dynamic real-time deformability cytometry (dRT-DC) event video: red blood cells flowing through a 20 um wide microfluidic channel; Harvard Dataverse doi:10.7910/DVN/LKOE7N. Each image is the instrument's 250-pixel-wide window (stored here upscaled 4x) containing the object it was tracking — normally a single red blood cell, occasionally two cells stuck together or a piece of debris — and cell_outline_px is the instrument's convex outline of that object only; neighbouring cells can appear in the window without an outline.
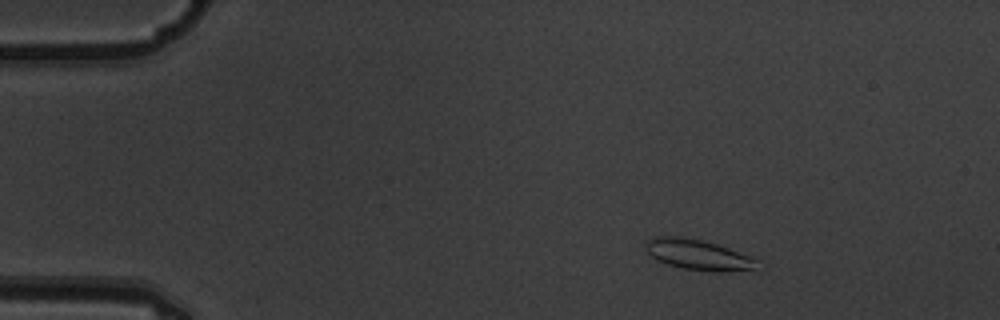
{"species": "common noctule bat (a hibernating species)", "species_latin": "Nyctalus noctula", "temperature_condition": "warm", "stored_images_in_passage": 6, "camera_frame_rate_fps": 3000, "um_per_image_px": 0.085, "animal": {"sex": "male", "body_mass_g": 19.5, "forearm_length_mm": 54.6}, "frame": {"image": 1, "passage_image": 1, "time_ms": 0.0, "image_size_px": [1000, 320], "cell_outline_px": [[756, 272], [712, 272], [680, 268], [656, 260], [648, 252], [648, 240], [652, 236], [680, 236], [700, 240], [716, 244], [752, 256], [756, 260]], "centroid_in_image_um": [59.43, 21.69], "position_along_channel_um": 25.6, "area_um2": 20.0}}
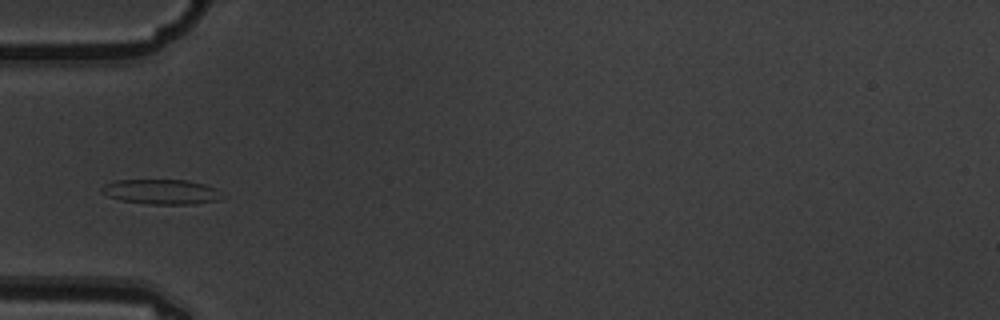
{"frame": {"image": 2, "passage_image": 4, "time_ms": 1.0, "image_size_px": [1000, 320], "cell_outline_px": [[228, 196], [220, 200], [192, 204], [148, 204], [120, 200], [108, 196], [100, 192], [100, 188], [104, 184], [116, 180], [188, 180], [204, 184], [216, 188]], "centroid_in_image_um": [13.76, 16.3], "position_along_channel_um": 71.2, "area_um2": 17.8}}
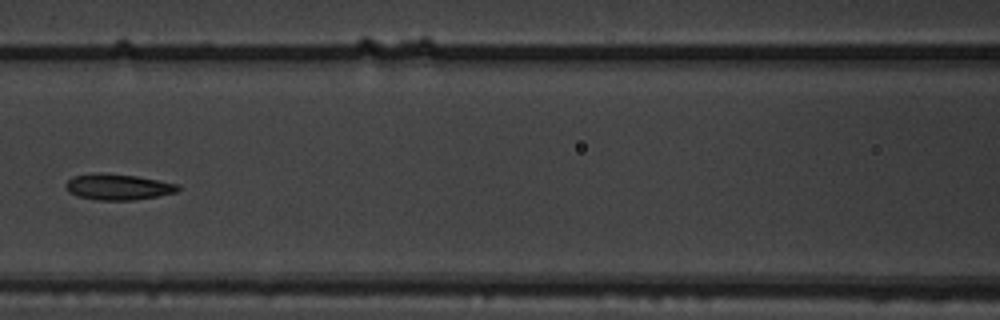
{"frame": {"image": 3, "passage_image": 6, "time_ms": 1.667, "image_size_px": [1000, 320], "cell_outline_px": [[180, 188], [176, 192], [156, 196], [132, 200], [96, 200], [76, 196], [68, 192], [64, 188], [64, 184], [72, 176], [96, 172], [136, 176], [180, 184]], "centroid_in_image_um": [9.97, 15.88], "position_along_channel_um": 156.6, "area_um2": 17.11}}